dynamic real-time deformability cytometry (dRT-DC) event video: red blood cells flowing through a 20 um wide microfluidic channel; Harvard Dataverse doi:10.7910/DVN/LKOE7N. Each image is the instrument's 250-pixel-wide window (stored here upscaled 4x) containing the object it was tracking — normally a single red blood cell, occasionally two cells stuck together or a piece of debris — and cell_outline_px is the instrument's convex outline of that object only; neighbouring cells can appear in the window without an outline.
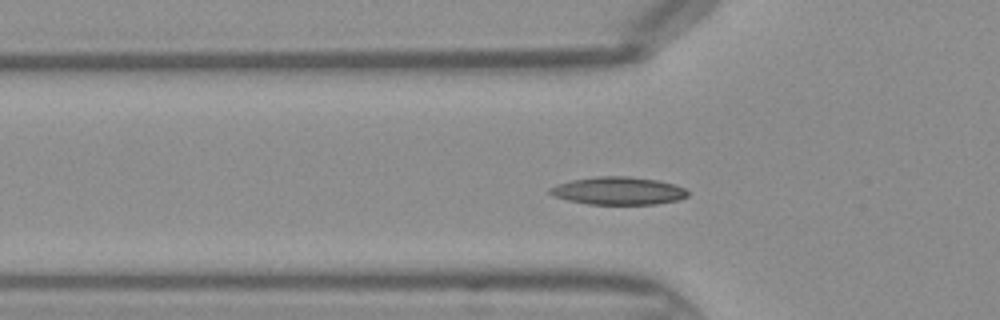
{"species": "Egyptian fruit bat (a non-hibernating species)", "species_latin": "Rousettus aegyptiacus", "temperature_condition": "warm", "stored_images_in_passage": 36, "segment_of_instrument_passage": [1, 2], "camera_frame_rate_fps": 3000, "um_per_image_px": 0.085, "frame": {"image": 1, "passage_image": 5, "time_ms": 1.333, "image_size_px": [1000, 320], "cell_outline_px": [[688, 196], [680, 200], [656, 204], [588, 204], [568, 200], [556, 196], [548, 192], [548, 188], [556, 184], [572, 180], [596, 176], [628, 176], [656, 180], [676, 184], [684, 188], [688, 192]], "centroid_in_image_um": [52.57, 16.21], "position_along_channel_um": 73.2, "area_um2": 22.37}}
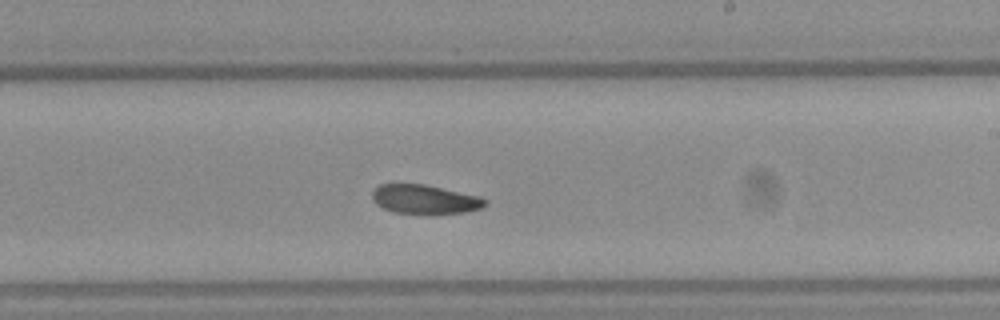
{"frame": {"image": 2, "passage_image": 17, "time_ms": 5.333, "image_size_px": [1000, 320], "cell_outline_px": [[488, 204], [480, 208], [468, 212], [432, 216], [424, 216], [396, 212], [384, 208], [376, 204], [372, 200], [372, 192], [380, 184], [424, 184], [480, 196], [488, 200]], "centroid_in_image_um": [36.15, 16.98], "position_along_channel_um": 252.8, "area_um2": 19.83}}
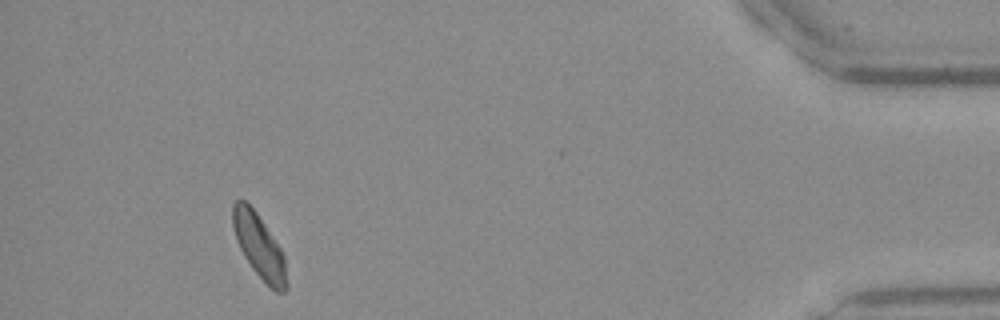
{"frame": {"image": 3, "passage_image": 32, "time_ms": 10.333, "image_size_px": [1000, 320], "cell_outline_px": [[288, 288], [284, 292], [276, 292], [252, 268], [244, 256], [236, 240], [232, 224], [232, 204], [236, 200], [244, 200], [256, 212], [280, 248], [284, 256], [288, 284]], "centroid_in_image_um": [22.02, 20.93], "position_along_channel_um": 413.2, "area_um2": 19.77}}